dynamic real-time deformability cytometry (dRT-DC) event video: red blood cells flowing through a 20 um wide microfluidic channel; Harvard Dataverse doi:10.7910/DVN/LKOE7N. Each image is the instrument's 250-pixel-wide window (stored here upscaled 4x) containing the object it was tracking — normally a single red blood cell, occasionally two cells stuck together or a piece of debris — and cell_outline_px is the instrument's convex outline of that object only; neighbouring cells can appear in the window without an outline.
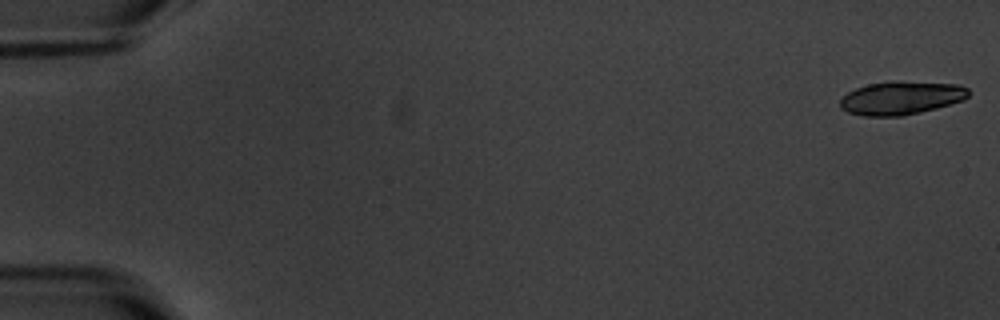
{"species": "common noctule bat (a hibernating species)", "species_latin": "Nyctalus noctula", "temperature_condition": "warm", "stored_images_in_passage": 4, "camera_frame_rate_fps": 3000, "um_per_image_px": 0.085, "animal": {"sex": "male", "body_mass_g": 20.1, "forearm_length_mm": 53.5}, "frame": {"image": 1, "passage_image": 1, "time_ms": 0.0, "image_size_px": [1000, 320], "cell_outline_px": [[968, 96], [964, 100], [936, 108], [900, 116], [864, 116], [848, 112], [840, 108], [840, 100], [848, 92], [856, 88], [868, 84], [888, 80], [896, 80], [960, 84], [968, 88]], "centroid_in_image_um": [76.6, 8.3], "position_along_channel_um": 8.4, "area_um2": 25.14}}